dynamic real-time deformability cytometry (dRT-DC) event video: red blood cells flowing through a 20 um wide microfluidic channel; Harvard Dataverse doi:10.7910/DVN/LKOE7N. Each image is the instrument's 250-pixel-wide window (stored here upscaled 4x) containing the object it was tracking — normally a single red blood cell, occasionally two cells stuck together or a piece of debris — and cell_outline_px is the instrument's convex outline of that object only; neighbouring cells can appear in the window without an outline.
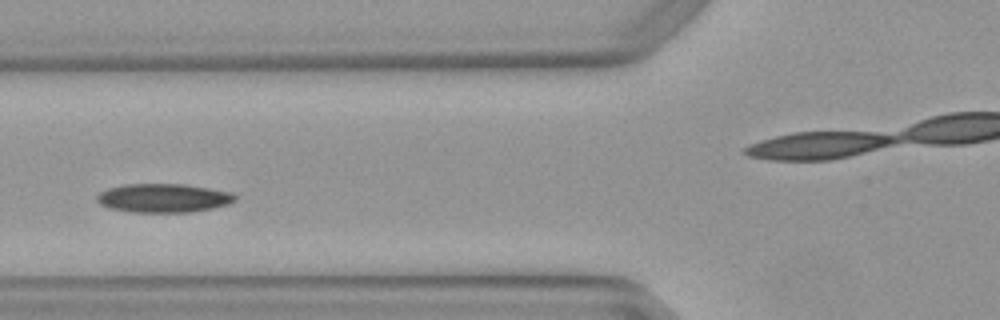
{"species": "Egyptian fruit bat (a non-hibernating species)", "species_latin": "Rousettus aegyptiacus", "temperature_condition": "warm", "stored_images_in_passage": 6, "camera_frame_rate_fps": 3000, "um_per_image_px": 0.085, "animal": {"sex": "female"}, "frame": {"image": 1, "passage_image": 4, "time_ms": 1.0, "image_size_px": [1000, 320], "cell_outline_px": [[236, 200], [228, 204], [212, 208], [188, 212], [132, 212], [108, 208], [100, 204], [96, 200], [96, 196], [100, 192], [108, 188], [124, 184], [184, 184], [232, 192], [236, 196]], "centroid_in_image_um": [13.87, 16.83], "position_along_channel_um": 111.9, "area_um2": 23.18}}